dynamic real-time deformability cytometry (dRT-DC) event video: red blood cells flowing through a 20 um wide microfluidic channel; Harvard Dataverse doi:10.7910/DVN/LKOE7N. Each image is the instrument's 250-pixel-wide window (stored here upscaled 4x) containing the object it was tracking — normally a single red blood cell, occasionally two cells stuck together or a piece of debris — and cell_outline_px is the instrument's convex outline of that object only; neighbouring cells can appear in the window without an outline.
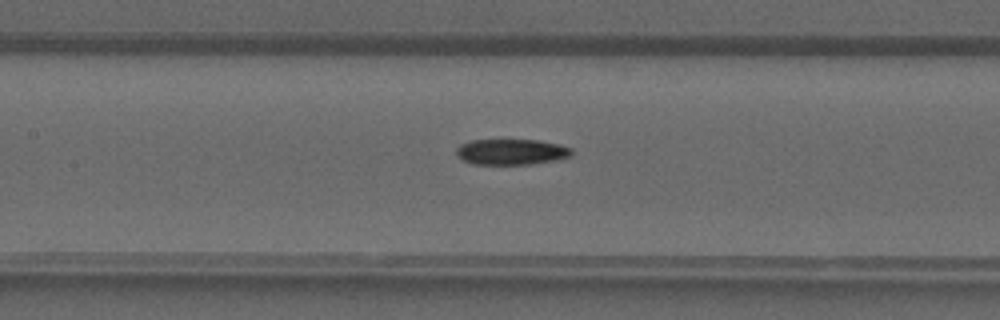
{"species": "common noctule bat (a hibernating species)", "species_latin": "Nyctalus noctula", "temperature_condition": "warm", "stored_images_in_passage": 30, "camera_frame_rate_fps": 3000, "um_per_image_px": 0.085, "animal": {"sex": "male", "forearm_length_mm": 52.5}, "frame": {"image": 1, "passage_image": 8, "time_ms": 2.333, "image_size_px": [1000, 320], "cell_outline_px": [[572, 152], [568, 156], [556, 160], [532, 164], [472, 164], [464, 160], [456, 152], [456, 148], [460, 144], [472, 140], [536, 140], [560, 144], [572, 148]], "centroid_in_image_um": [43.47, 12.9], "position_along_channel_um": 163.9, "area_um2": 17.17}}
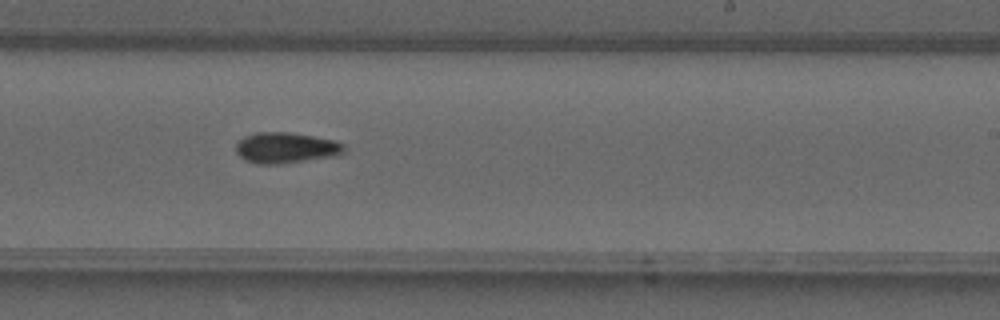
{"frame": {"image": 2, "passage_image": 14, "time_ms": 4.333, "image_size_px": [1000, 320], "cell_outline_px": [[344, 152], [336, 156], [280, 164], [256, 164], [244, 160], [236, 152], [236, 144], [244, 136], [256, 132], [288, 132], [336, 140], [344, 144]], "centroid_in_image_um": [24.29, 12.57], "position_along_channel_um": 264.7, "area_um2": 19.54}}
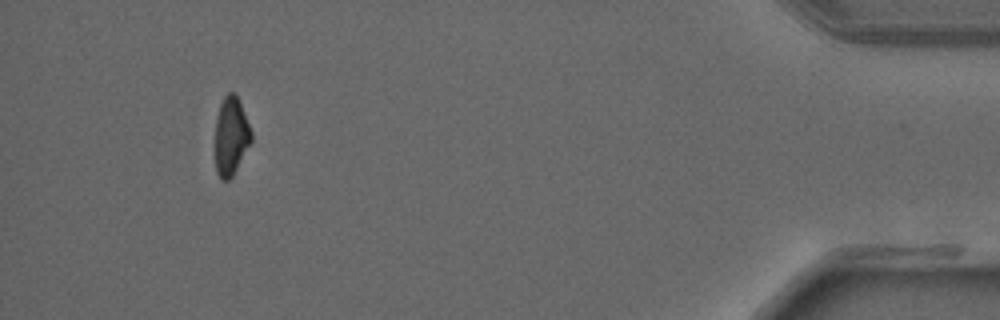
{"frame": {"image": 3, "passage_image": 27, "time_ms": 8.667, "image_size_px": [1000, 320], "cell_outline_px": [[252, 140], [232, 176], [228, 180], [220, 180], [216, 172], [216, 116], [220, 104], [224, 96], [228, 92], [236, 92], [252, 132]], "centroid_in_image_um": [19.63, 11.54], "position_along_channel_um": 415.6, "area_um2": 16.42}}